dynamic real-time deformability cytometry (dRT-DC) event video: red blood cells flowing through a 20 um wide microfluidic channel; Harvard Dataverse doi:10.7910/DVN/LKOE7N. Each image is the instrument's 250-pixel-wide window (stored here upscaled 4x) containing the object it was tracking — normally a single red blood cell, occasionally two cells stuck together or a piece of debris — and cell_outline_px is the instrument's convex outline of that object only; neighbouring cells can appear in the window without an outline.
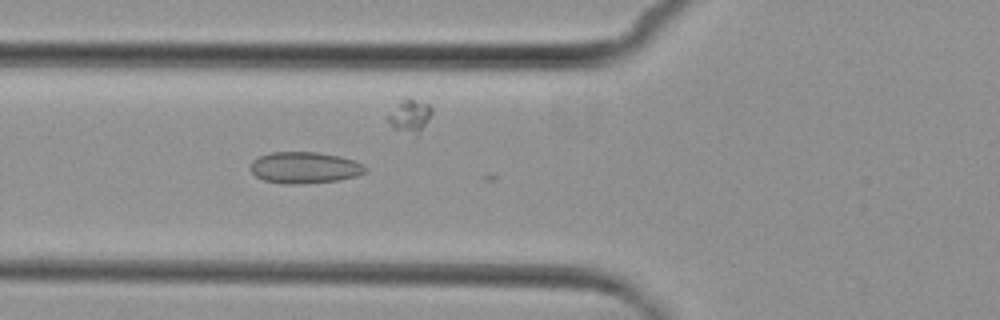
{"species": "common noctule bat (a hibernating species)", "species_latin": "Nyctalus noctula", "temperature_condition": "cold", "stored_images_in_passage": 6, "camera_frame_rate_fps": 3000, "um_per_image_px": 0.085, "animal": {"sex": "female", "body_mass_g": 29.2, "forearm_length_mm": 56.3}, "frame": {"image": 1, "passage_image": 6, "time_ms": 5.667, "image_size_px": [1000, 320], "cell_outline_px": [[368, 168], [364, 172], [356, 176], [340, 180], [304, 184], [284, 184], [264, 180], [256, 176], [248, 168], [252, 160], [268, 152], [320, 152], [340, 156], [364, 164]], "centroid_in_image_um": [25.87, 14.25], "position_along_channel_um": 99.9, "area_um2": 21.33}}